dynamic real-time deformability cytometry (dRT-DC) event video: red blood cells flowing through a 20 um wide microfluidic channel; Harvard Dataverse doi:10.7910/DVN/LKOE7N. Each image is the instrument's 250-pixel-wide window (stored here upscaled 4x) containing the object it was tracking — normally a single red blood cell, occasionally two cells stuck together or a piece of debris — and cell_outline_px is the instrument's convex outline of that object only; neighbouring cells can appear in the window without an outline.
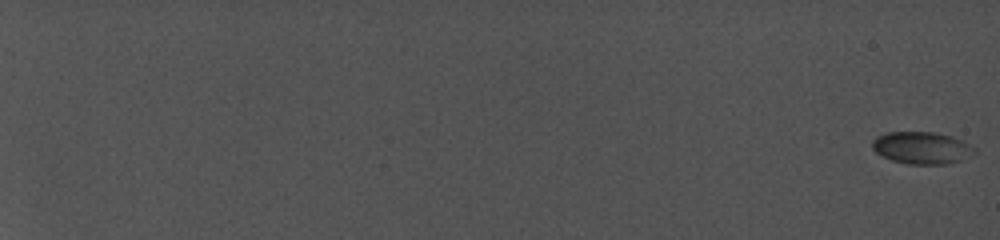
{"species": "common noctule bat (a hibernating species)", "species_latin": "Nyctalus noctula", "temperature_condition": "cold", "stored_images_in_passage": 76, "camera_frame_rate_fps": 5000, "um_per_image_px": 0.085, "animal": {"sex": "female", "body_mass_g": 19.0, "forearm_length_mm": 56.7}, "frame": {"image": 1, "passage_image": 1, "time_ms": 0.0, "image_size_px": [1000, 240], "cell_outline_px": [[976, 152], [972, 156], [948, 164], [908, 164], [892, 160], [876, 152], [872, 148], [872, 140], [876, 136], [888, 132], [936, 132], [952, 136], [976, 148]], "centroid_in_image_um": [78.36, 12.56], "position_along_channel_um": 6.6, "area_um2": 19.19}}
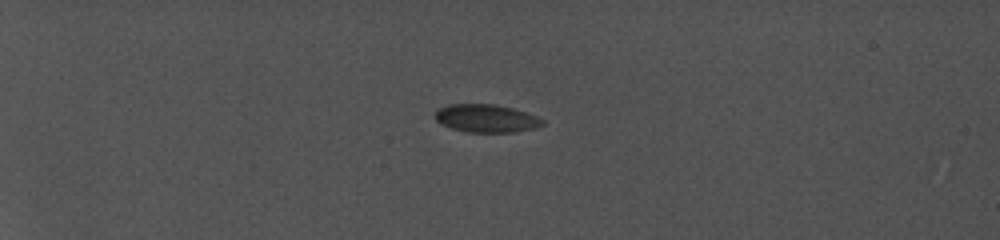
{"frame": {"image": 2, "passage_image": 34, "time_ms": 6.6, "image_size_px": [1000, 240], "cell_outline_px": [[544, 124], [536, 128], [516, 132], [464, 132], [440, 124], [436, 120], [436, 108], [448, 104], [496, 104], [512, 108], [536, 116], [544, 120]], "centroid_in_image_um": [41.31, 10.06], "position_along_channel_um": 43.7, "area_um2": 17.63}}
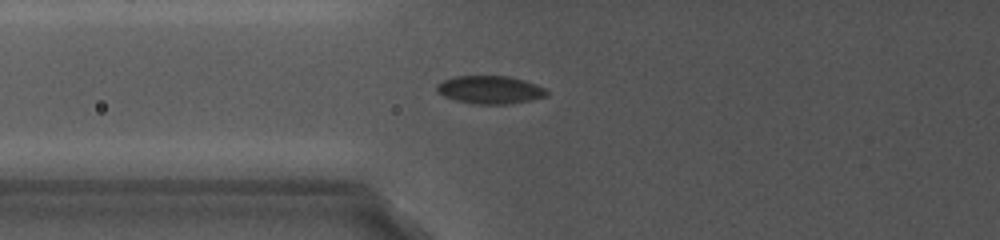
{"frame": {"image": 3, "passage_image": 51, "time_ms": 10.0, "image_size_px": [1000, 240], "cell_outline_px": [[548, 92], [544, 96], [528, 100], [508, 104], [476, 104], [456, 100], [444, 96], [436, 88], [436, 84], [452, 76], [508, 76], [524, 80], [536, 84], [544, 88]], "centroid_in_image_um": [41.62, 7.62], "position_along_channel_um": 84.2, "area_um2": 17.69}}